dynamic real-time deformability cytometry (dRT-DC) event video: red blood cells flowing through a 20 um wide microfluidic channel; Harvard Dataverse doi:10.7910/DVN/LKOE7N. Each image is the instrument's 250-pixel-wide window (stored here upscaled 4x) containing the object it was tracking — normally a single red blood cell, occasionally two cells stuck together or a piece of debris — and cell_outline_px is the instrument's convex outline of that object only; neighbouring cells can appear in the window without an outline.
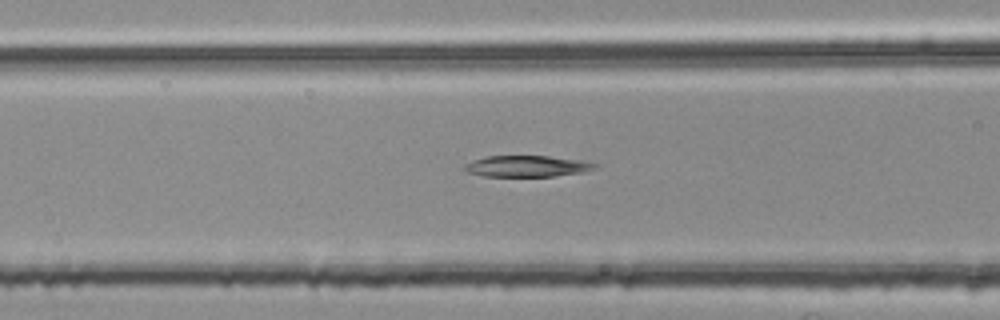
{"species": "common noctule bat (a hibernating species)", "species_latin": "Nyctalus noctula", "temperature_condition": "room temperature", "stored_images_in_passage": 53, "segment_of_instrument_passage": [2, 2], "camera_frame_rate_fps": 3000, "um_per_image_px": 0.085, "animal": {"sex": "female", "body_mass_g": 25.1}, "frame": {"image": 1, "passage_image": 21, "time_ms": 6.667, "image_size_px": [1000, 320], "cell_outline_px": [[600, 164], [596, 168], [580, 172], [552, 176], [484, 176], [468, 172], [460, 168], [464, 164], [472, 160], [488, 156], [548, 156], [588, 160]], "centroid_in_image_um": [44.81, 14.11], "position_along_channel_um": 121.8, "area_um2": 16.3}}
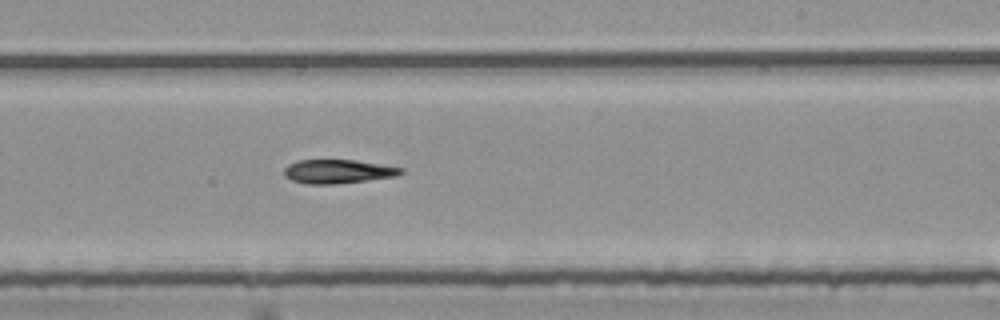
{"frame": {"image": 2, "passage_image": 32, "time_ms": 10.333, "image_size_px": [1000, 320], "cell_outline_px": [[404, 172], [396, 176], [336, 184], [304, 184], [292, 180], [284, 176], [284, 168], [288, 164], [296, 160], [356, 160], [404, 168]], "centroid_in_image_um": [28.69, 14.57], "position_along_channel_um": 260.3, "area_um2": 16.3}}
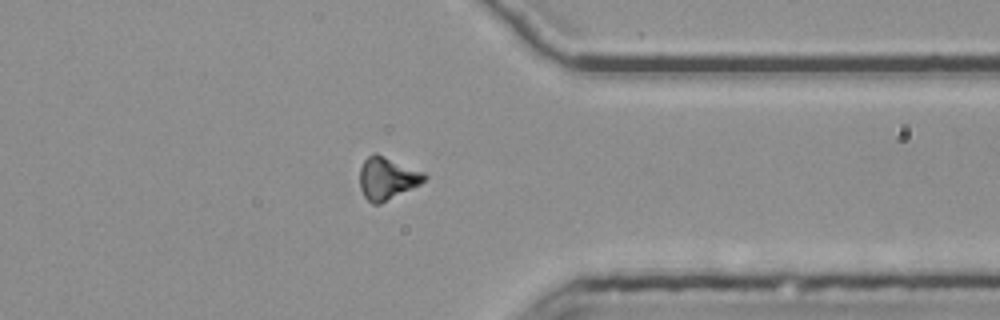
{"frame": {"image": 3, "passage_image": 42, "time_ms": 13.667, "image_size_px": [1000, 320], "cell_outline_px": [[428, 176], [420, 184], [380, 204], [372, 204], [364, 196], [360, 188], [360, 168], [364, 160], [372, 152], [376, 152], [424, 172]], "centroid_in_image_um": [32.89, 15.14], "position_along_channel_um": 378.5, "area_um2": 16.01}}